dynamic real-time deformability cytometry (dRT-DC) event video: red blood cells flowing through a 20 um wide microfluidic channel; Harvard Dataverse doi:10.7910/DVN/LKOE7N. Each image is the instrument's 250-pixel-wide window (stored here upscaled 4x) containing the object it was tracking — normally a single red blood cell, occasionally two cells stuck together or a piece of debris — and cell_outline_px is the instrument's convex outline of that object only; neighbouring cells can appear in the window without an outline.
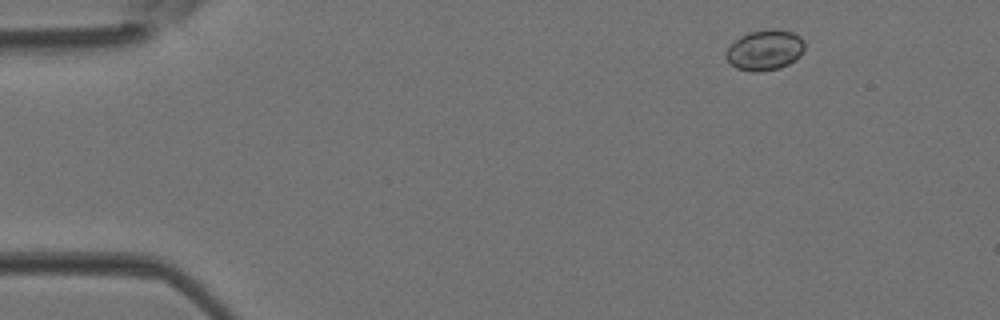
{"species": "Egyptian fruit bat (a non-hibernating species)", "species_latin": "Rousettus aegyptiacus", "temperature_condition": "room temperature", "stored_images_in_passage": 35, "camera_frame_rate_fps": 3000, "um_per_image_px": 0.085, "animal": {"sex": "female"}, "frame": {"image": 1, "passage_image": 1, "time_ms": 0.0, "image_size_px": [1000, 320], "cell_outline_px": [[804, 48], [800, 56], [796, 60], [780, 68], [756, 72], [752, 72], [736, 68], [728, 60], [728, 48], [740, 36], [752, 32], [768, 28], [776, 28], [792, 32], [800, 36], [804, 40]], "centroid_in_image_um": [65.07, 4.25], "position_along_channel_um": 19.9, "area_um2": 18.38}}
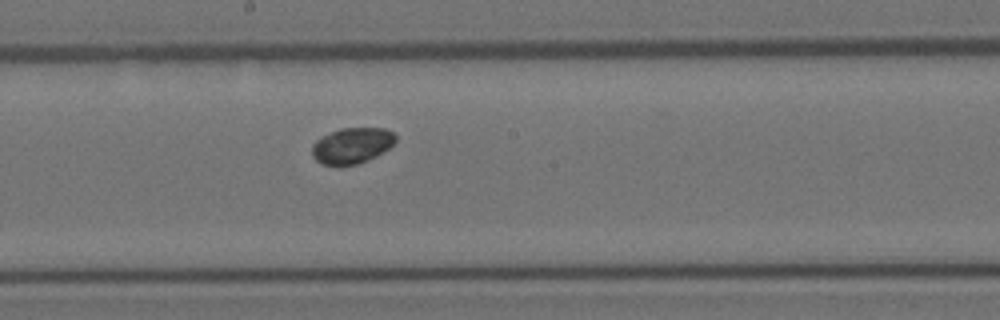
{"frame": {"image": 2, "passage_image": 20, "time_ms": 6.333, "image_size_px": [1000, 320], "cell_outline_px": [[396, 140], [388, 148], [376, 156], [368, 160], [356, 164], [324, 164], [316, 160], [312, 156], [312, 144], [320, 136], [340, 128], [384, 128], [392, 132], [396, 136]], "centroid_in_image_um": [29.89, 12.35], "position_along_channel_um": 218.3, "area_um2": 17.28}}
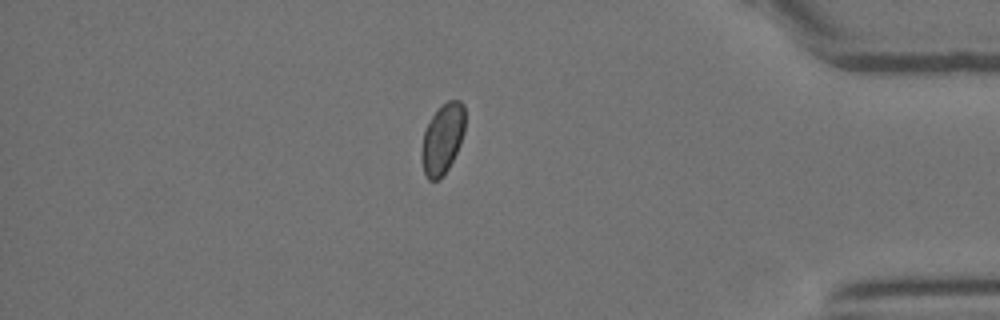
{"frame": {"image": 3, "passage_image": 34, "time_ms": 11.0, "image_size_px": [1000, 320], "cell_outline_px": [[464, 132], [460, 144], [448, 168], [440, 180], [428, 180], [424, 172], [420, 160], [420, 152], [424, 132], [432, 116], [448, 100], [460, 100], [464, 104]], "centroid_in_image_um": [37.59, 11.83], "position_along_channel_um": 397.6, "area_um2": 17.69}}